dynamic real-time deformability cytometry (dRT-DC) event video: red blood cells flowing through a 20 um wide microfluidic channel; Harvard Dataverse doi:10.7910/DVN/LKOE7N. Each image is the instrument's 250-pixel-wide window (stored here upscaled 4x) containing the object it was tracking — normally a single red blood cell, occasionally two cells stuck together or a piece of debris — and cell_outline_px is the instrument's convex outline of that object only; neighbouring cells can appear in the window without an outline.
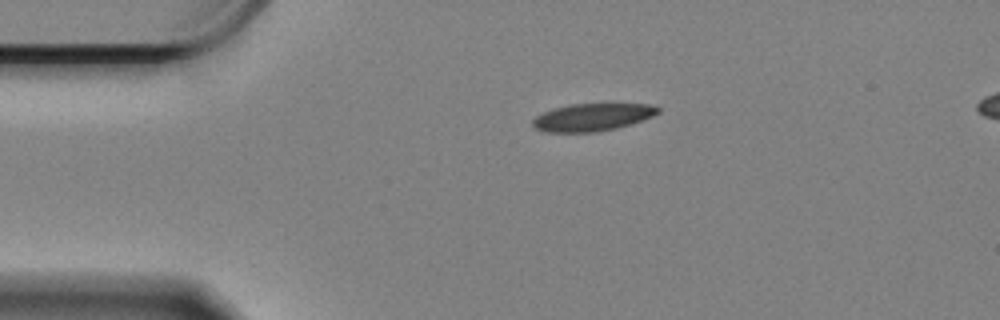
{"species": "Egyptian fruit bat (a non-hibernating species)", "species_latin": "Rousettus aegyptiacus", "temperature_condition": "cold", "stored_images_in_passage": 49, "camera_frame_rate_fps": 3000, "um_per_image_px": 0.085, "animal": {"sex": "female"}, "frame": {"image": 1, "passage_image": 1, "time_ms": 0.0, "image_size_px": [1000, 320], "cell_outline_px": [[660, 112], [652, 116], [632, 124], [616, 128], [596, 132], [544, 132], [532, 128], [532, 120], [536, 116], [552, 108], [568, 104], [652, 104], [660, 108]], "centroid_in_image_um": [50.32, 9.96], "position_along_channel_um": 34.7, "area_um2": 20.29}}
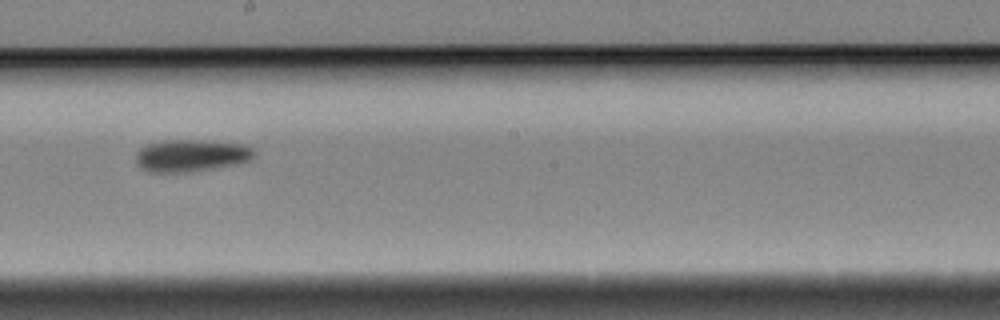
{"frame": {"image": 2, "passage_image": 22, "time_ms": 7.0, "image_size_px": [1000, 320], "cell_outline_px": [[256, 152], [252, 160], [236, 164], [188, 172], [148, 172], [140, 168], [136, 164], [136, 152], [140, 148], [148, 144], [160, 140], [204, 140], [244, 144], [252, 148]], "centroid_in_image_um": [16.23, 13.21], "position_along_channel_um": 232.0, "area_um2": 22.43}}
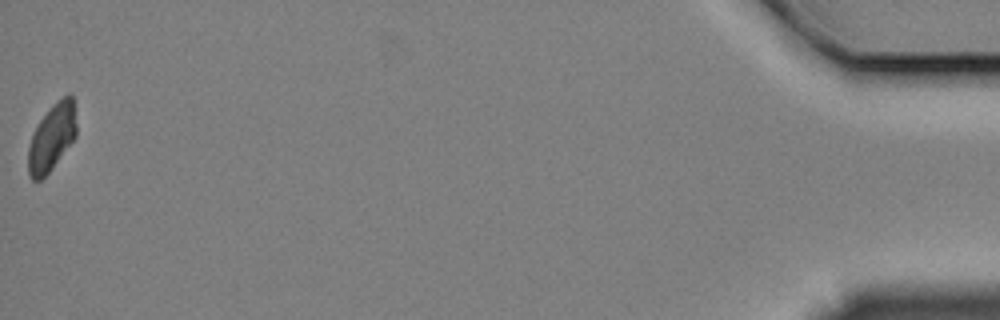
{"frame": {"image": 3, "passage_image": 49, "time_ms": 16.0, "image_size_px": [1000, 320], "cell_outline_px": [[76, 136], [48, 172], [40, 180], [32, 180], [28, 172], [28, 148], [32, 136], [40, 120], [52, 104], [56, 100], [68, 92], [72, 96], [76, 124]], "centroid_in_image_um": [4.4, 11.64], "position_along_channel_um": 430.8, "area_um2": 18.44}, "authors_computed_cell_mechanics": {"area_um2": 20.9236, "velocity_mm_per_s": 3.293, "shape_relaxation_time_tau1_ms": 9.4354, "shape_relaxation_time_tau2_ms": null, "deformation_change_tau1": 0.1515, "deformation_change_tau2": null}}